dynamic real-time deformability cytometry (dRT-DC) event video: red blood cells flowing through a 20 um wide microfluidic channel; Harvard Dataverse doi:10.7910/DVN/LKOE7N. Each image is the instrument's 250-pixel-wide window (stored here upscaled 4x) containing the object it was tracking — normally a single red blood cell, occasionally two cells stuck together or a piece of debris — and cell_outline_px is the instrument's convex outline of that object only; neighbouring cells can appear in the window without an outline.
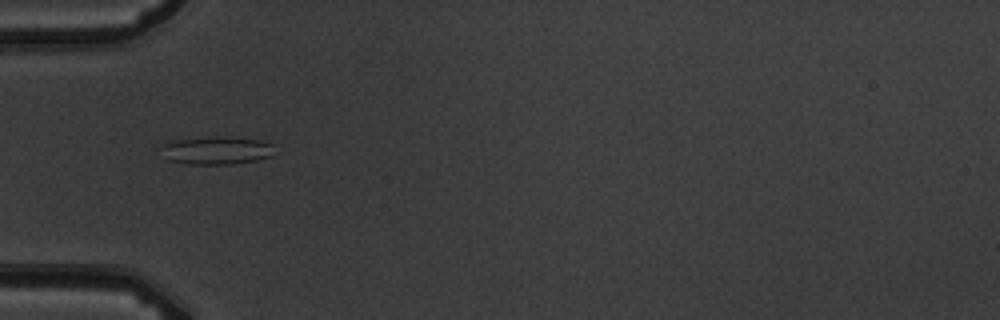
{"species": "common noctule bat (a hibernating species)", "species_latin": "Nyctalus noctula", "temperature_condition": "warm", "stored_images_in_passage": 3, "camera_frame_rate_fps": 3000, "um_per_image_px": 0.085, "animal": {"sex": "male", "body_mass_g": 19.5, "forearm_length_mm": 54.6}, "frame": {"image": 1, "passage_image": 3, "time_ms": 2.333, "image_size_px": [1000, 320], "cell_outline_px": [[272, 156], [256, 160], [228, 164], [188, 164], [168, 160], [156, 148], [172, 140], [216, 136], [260, 140], [272, 144]], "centroid_in_image_um": [18.31, 12.78], "position_along_channel_um": 66.7, "area_um2": 18.5}}